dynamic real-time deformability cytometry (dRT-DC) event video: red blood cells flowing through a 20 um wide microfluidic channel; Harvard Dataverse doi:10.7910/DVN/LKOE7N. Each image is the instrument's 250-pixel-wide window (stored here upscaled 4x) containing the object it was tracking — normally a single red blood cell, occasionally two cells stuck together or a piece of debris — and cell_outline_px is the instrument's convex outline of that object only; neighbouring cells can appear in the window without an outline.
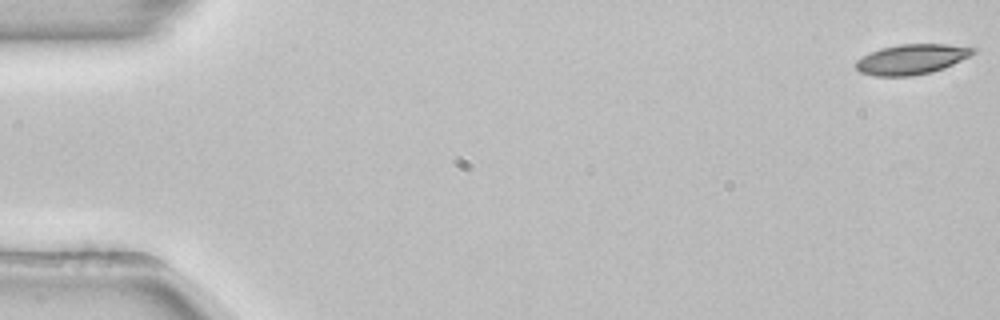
{"species": "common noctule bat (a hibernating species)", "species_latin": "Nyctalus noctula", "temperature_condition": "room temperature", "stored_images_in_passage": 13, "camera_frame_rate_fps": 3000, "um_per_image_px": 0.085, "animal": {"sex": "female", "body_mass_g": 22.7, "forearm_length_mm": 54.2}, "frame": {"image": 1, "passage_image": 1, "time_ms": 0.0, "image_size_px": [1000, 320], "cell_outline_px": [[976, 52], [944, 68], [932, 72], [912, 76], [876, 76], [860, 72], [856, 68], [856, 60], [880, 48], [900, 44], [944, 44], [976, 48]], "centroid_in_image_um": [77.47, 5.04], "position_along_channel_um": 7.5, "area_um2": 20.35}}